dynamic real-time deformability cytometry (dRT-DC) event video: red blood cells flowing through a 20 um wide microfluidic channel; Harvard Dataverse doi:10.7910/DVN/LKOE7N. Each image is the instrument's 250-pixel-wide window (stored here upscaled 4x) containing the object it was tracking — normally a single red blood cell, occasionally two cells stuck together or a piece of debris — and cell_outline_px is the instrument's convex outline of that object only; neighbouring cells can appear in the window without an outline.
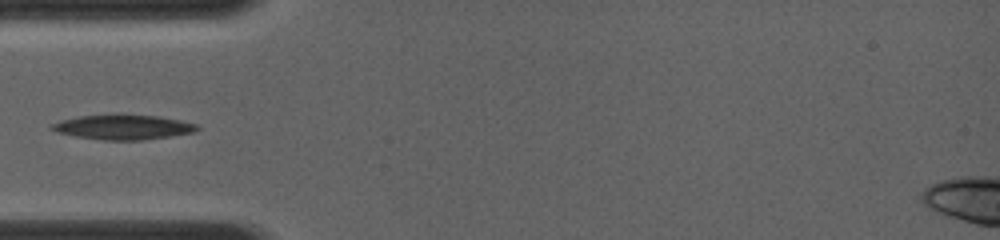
{"species": "common noctule bat (a hibernating species)", "species_latin": "Nyctalus noctula", "temperature_condition": "room temperature", "stored_images_in_passage": 23, "camera_frame_rate_fps": 4000, "um_per_image_px": 0.085, "animal": {"sex": "female", "body_mass_g": 19.0, "forearm_length_mm": 56.7}, "frame": {"image": 1, "passage_image": 1, "time_ms": 0.0, "image_size_px": [1000, 240], "cell_outline_px": [[200, 128], [196, 132], [140, 140], [104, 140], [76, 136], [56, 132], [48, 128], [52, 124], [60, 120], [80, 116], [116, 112], [160, 116], [180, 120], [196, 124]], "centroid_in_image_um": [10.44, 10.77], "position_along_channel_um": 74.6, "area_um2": 21.56}}
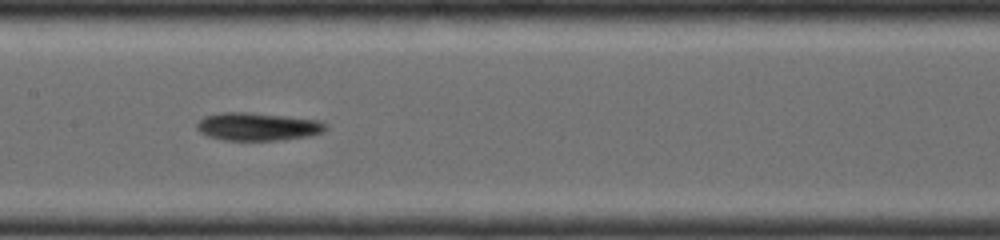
{"frame": {"image": 2, "passage_image": 16, "time_ms": 2.5, "image_size_px": [1000, 240], "cell_outline_px": [[328, 128], [324, 132], [308, 136], [276, 140], [224, 140], [208, 136], [200, 132], [196, 128], [196, 124], [204, 116], [220, 112], [248, 112], [320, 120], [328, 124]], "centroid_in_image_um": [21.91, 10.75], "position_along_channel_um": 185.5, "area_um2": 21.04}}
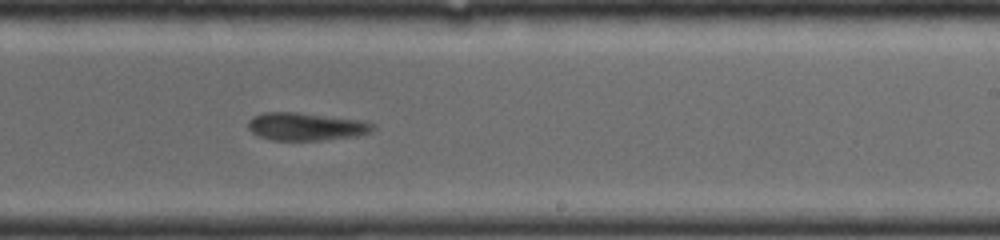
{"frame": {"image": 3, "passage_image": 21, "time_ms": 4.25, "image_size_px": [1000, 240], "cell_outline_px": [[376, 128], [372, 132], [356, 136], [320, 140], [272, 140], [260, 136], [252, 132], [248, 128], [248, 120], [252, 116], [264, 112], [296, 112], [364, 120], [376, 124]], "centroid_in_image_um": [26.05, 10.75], "position_along_channel_um": 263.0, "area_um2": 20.4}}